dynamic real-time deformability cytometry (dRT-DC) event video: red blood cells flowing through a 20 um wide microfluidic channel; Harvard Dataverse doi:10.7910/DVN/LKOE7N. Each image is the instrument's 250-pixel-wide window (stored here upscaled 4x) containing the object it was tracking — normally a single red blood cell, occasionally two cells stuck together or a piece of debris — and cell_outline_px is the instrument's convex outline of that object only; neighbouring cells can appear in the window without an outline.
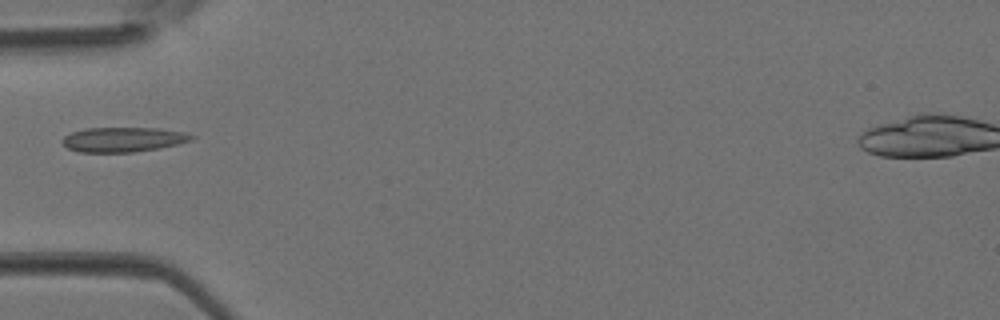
{"species": "Egyptian fruit bat (a non-hibernating species)", "species_latin": "Rousettus aegyptiacus", "temperature_condition": "room temperature", "stored_images_in_passage": 3, "camera_frame_rate_fps": 3000, "um_per_image_px": 0.085, "animal": {"sex": "female"}, "frame": {"image": 1, "passage_image": 3, "time_ms": 0.667, "image_size_px": [1000, 320], "cell_outline_px": [[196, 136], [192, 140], [160, 148], [132, 152], [80, 152], [68, 148], [60, 140], [64, 136], [72, 132], [84, 128], [156, 128], [184, 132]], "centroid_in_image_um": [10.46, 11.85], "position_along_channel_um": 74.5, "area_um2": 18.55}}